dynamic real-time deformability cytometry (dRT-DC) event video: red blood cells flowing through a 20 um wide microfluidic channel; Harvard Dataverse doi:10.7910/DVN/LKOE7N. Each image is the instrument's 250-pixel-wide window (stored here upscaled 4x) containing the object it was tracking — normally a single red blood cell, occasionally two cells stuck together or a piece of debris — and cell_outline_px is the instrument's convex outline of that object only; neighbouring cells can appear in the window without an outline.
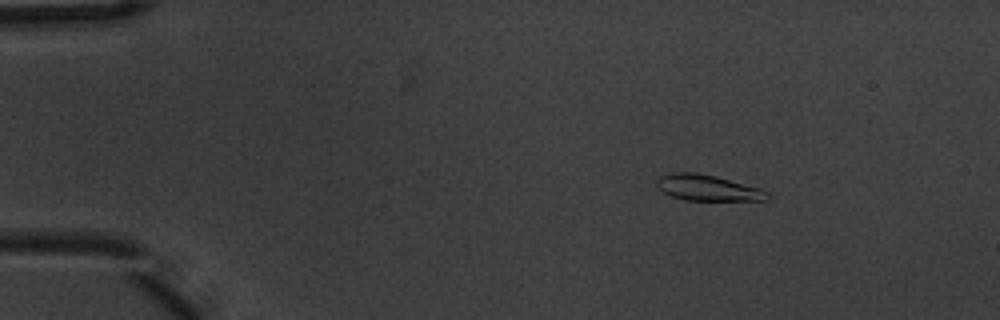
{"species": "common noctule bat (a hibernating species)", "species_latin": "Nyctalus noctula", "temperature_condition": "warm", "stored_images_in_passage": 8, "camera_frame_rate_fps": 3000, "um_per_image_px": 0.085, "animal": {"sex": "male", "body_mass_g": 20.1, "forearm_length_mm": 53.5}, "frame": {"image": 1, "passage_image": 3, "time_ms": 0.667, "image_size_px": [1000, 320], "cell_outline_px": [[772, 196], [768, 200], [684, 200], [672, 196], [664, 192], [656, 184], [656, 180], [660, 176], [672, 172], [696, 172], [716, 176], [760, 188], [768, 192]], "centroid_in_image_um": [60.18, 15.96], "position_along_channel_um": 24.8, "area_um2": 16.7}}
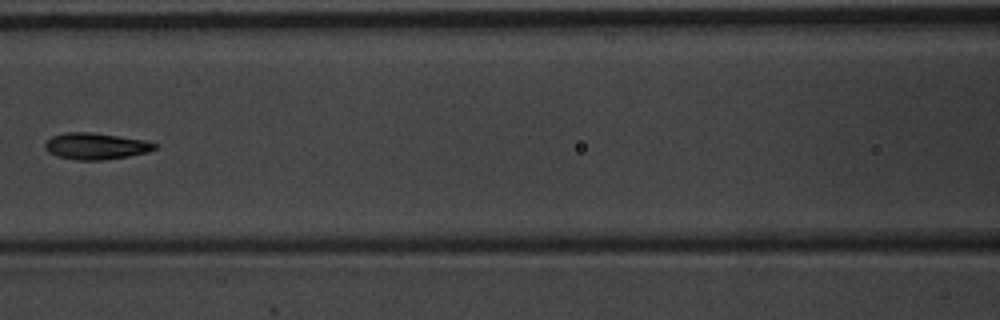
{"frame": {"image": 2, "passage_image": 7, "time_ms": 2.0, "image_size_px": [1000, 320], "cell_outline_px": [[156, 148], [148, 152], [128, 156], [100, 160], [76, 160], [56, 156], [48, 152], [44, 148], [44, 144], [52, 136], [68, 132], [92, 132], [144, 140], [156, 144]], "centroid_in_image_um": [8.11, 12.42], "position_along_channel_um": 158.5, "area_um2": 16.82}}
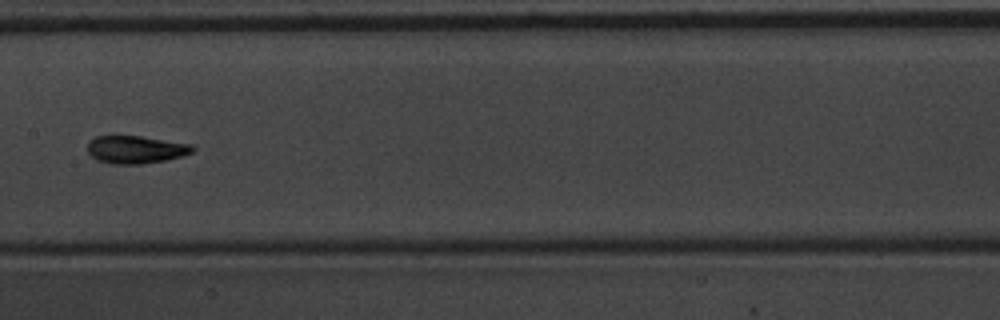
{"frame": {"image": 3, "passage_image": 8, "time_ms": 2.333, "image_size_px": [1000, 320], "cell_outline_px": [[196, 148], [192, 152], [184, 156], [164, 160], [140, 164], [112, 164], [96, 160], [88, 152], [88, 140], [96, 136], [140, 136], [192, 144]], "centroid_in_image_um": [11.54, 12.71], "position_along_channel_um": 195.9, "area_um2": 17.05}}